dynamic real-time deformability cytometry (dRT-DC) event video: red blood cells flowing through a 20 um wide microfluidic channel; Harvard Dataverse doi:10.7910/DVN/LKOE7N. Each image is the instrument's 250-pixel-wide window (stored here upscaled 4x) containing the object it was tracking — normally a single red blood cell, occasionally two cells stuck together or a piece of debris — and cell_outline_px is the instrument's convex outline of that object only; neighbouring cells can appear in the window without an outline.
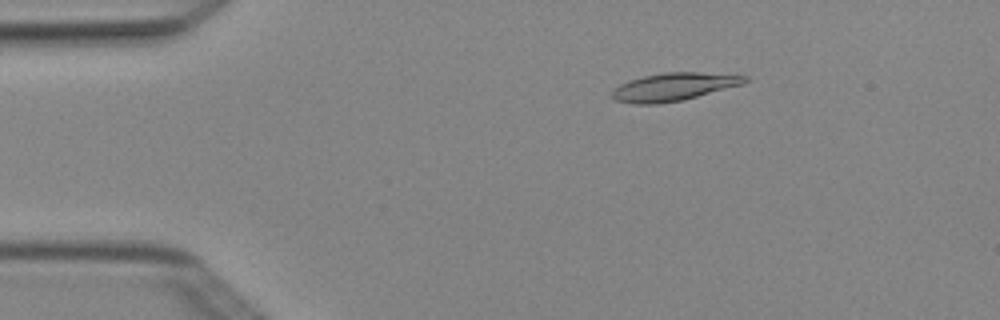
{"species": "Egyptian fruit bat (a non-hibernating species)", "species_latin": "Rousettus aegyptiacus", "temperature_condition": "cold", "stored_images_in_passage": 6, "camera_frame_rate_fps": 3000, "um_per_image_px": 0.085, "animal": {"sex": "female"}, "frame": {"image": 1, "passage_image": 3, "time_ms": 0.667, "image_size_px": [1000, 320], "cell_outline_px": [[748, 80], [744, 84], [680, 100], [656, 104], [632, 104], [616, 100], [612, 96], [612, 92], [620, 84], [628, 80], [644, 76], [664, 72], [700, 72], [748, 76]], "centroid_in_image_um": [57.26, 7.37], "position_along_channel_um": 27.7, "area_um2": 21.33}}
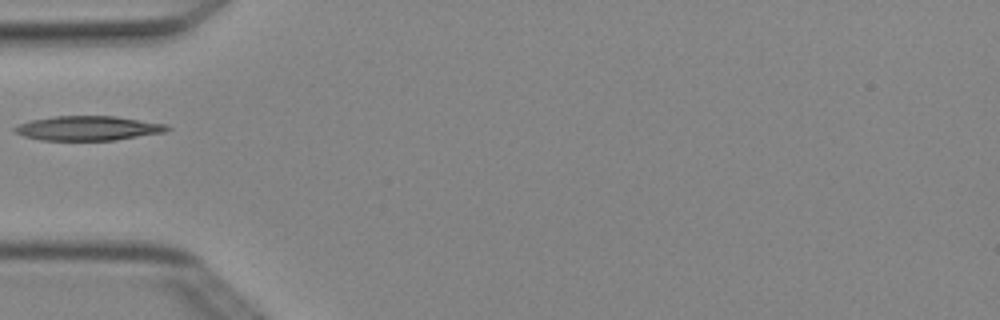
{"frame": {"image": 2, "passage_image": 5, "time_ms": 1.333, "image_size_px": [1000, 320], "cell_outline_px": [[172, 128], [164, 132], [116, 140], [40, 140], [24, 136], [12, 132], [12, 128], [20, 124], [32, 120], [52, 116], [116, 116], [168, 124]], "centroid_in_image_um": [7.49, 10.89], "position_along_channel_um": 77.5, "area_um2": 21.85}}
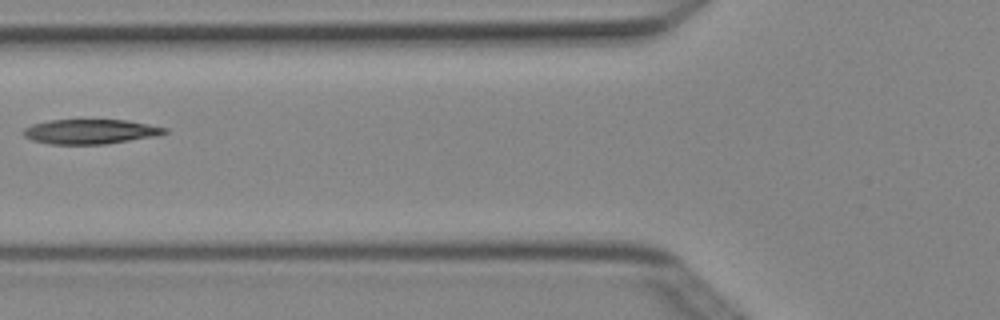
{"frame": {"image": 3, "passage_image": 6, "time_ms": 1.667, "image_size_px": [1000, 320], "cell_outline_px": [[168, 132], [160, 136], [108, 144], [48, 144], [32, 140], [24, 136], [20, 132], [24, 128], [32, 124], [48, 120], [128, 120], [168, 128]], "centroid_in_image_um": [7.7, 11.19], "position_along_channel_um": 118.1, "area_um2": 20.69}}